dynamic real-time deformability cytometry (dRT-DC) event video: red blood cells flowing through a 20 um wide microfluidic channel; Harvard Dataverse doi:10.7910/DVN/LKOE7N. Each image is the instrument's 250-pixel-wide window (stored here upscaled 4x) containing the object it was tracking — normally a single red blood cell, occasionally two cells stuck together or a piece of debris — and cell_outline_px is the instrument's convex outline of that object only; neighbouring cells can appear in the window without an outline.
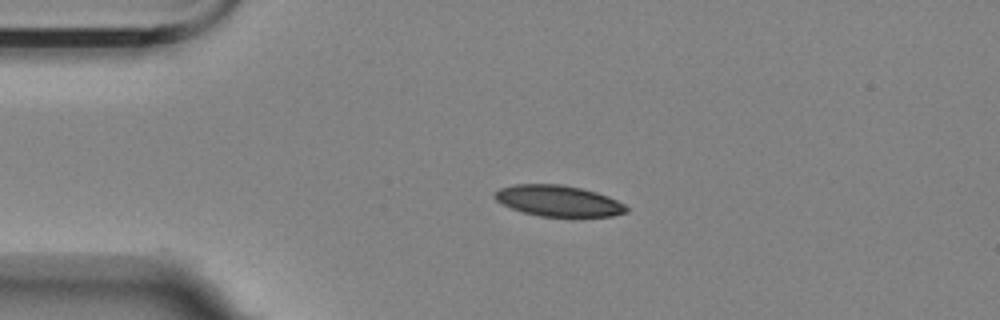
{"species": "Egyptian fruit bat (a non-hibernating species)", "species_latin": "Rousettus aegyptiacus", "temperature_condition": "room temperature", "stored_images_in_passage": 4, "camera_frame_rate_fps": 3000, "um_per_image_px": 0.085, "animal": {"sex": "female"}, "frame": {"image": 1, "passage_image": 3, "time_ms": 2.0, "image_size_px": [1000, 320], "cell_outline_px": [[628, 212], [612, 216], [540, 216], [524, 212], [512, 208], [496, 200], [492, 196], [500, 188], [516, 184], [560, 184], [580, 188], [596, 192], [608, 196], [624, 204], [628, 208]], "centroid_in_image_um": [47.47, 17.07], "position_along_channel_um": 37.5, "area_um2": 23.52}}